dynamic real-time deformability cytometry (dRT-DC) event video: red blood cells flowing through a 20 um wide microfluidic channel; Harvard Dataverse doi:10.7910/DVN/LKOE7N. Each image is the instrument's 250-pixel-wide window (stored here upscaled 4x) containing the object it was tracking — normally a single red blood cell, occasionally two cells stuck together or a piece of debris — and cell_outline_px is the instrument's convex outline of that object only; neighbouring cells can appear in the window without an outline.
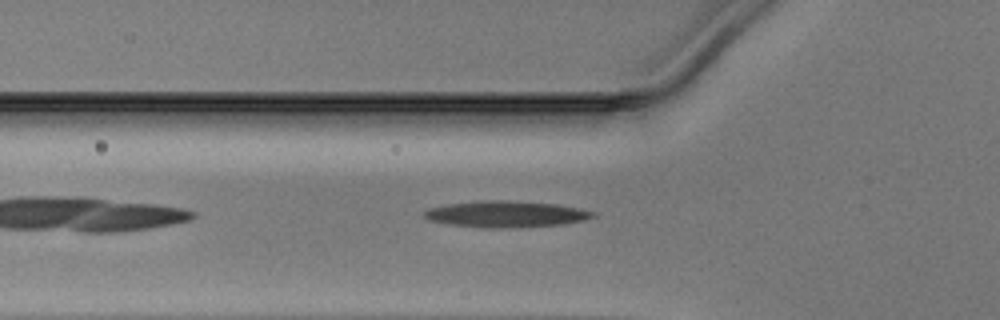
{"species": "Egyptian fruit bat (a non-hibernating species)", "species_latin": "Rousettus aegyptiacus", "temperature_condition": "warm", "stored_images_in_passage": 32, "camera_frame_rate_fps": 3000, "um_per_image_px": 0.085, "animal": {"sex": "male"}, "frame": {"image": 1, "passage_image": 4, "time_ms": 1.0, "image_size_px": [1000, 320], "cell_outline_px": [[596, 216], [584, 220], [560, 224], [500, 228], [488, 228], [448, 224], [428, 220], [424, 216], [424, 212], [428, 208], [448, 204], [484, 200], [504, 200], [556, 204], [596, 212]], "centroid_in_image_um": [42.97, 18.19], "position_along_channel_um": 82.8, "area_um2": 25.55}}
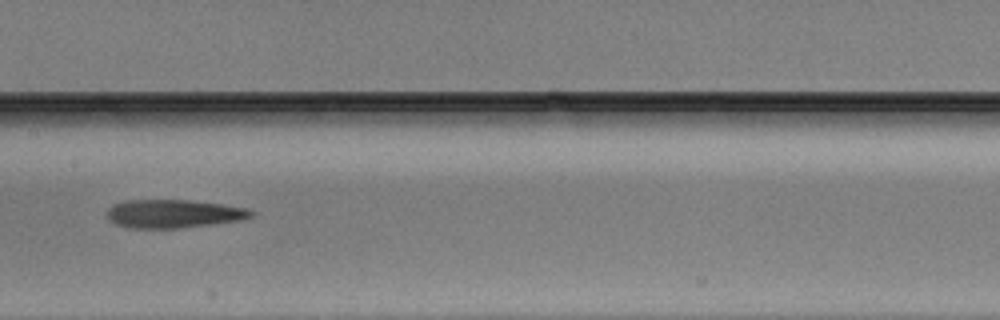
{"frame": {"image": 2, "passage_image": 12, "time_ms": 3.667, "image_size_px": [1000, 320], "cell_outline_px": [[256, 212], [252, 216], [244, 220], [180, 228], [128, 228], [116, 224], [108, 220], [108, 208], [112, 204], [124, 200], [188, 200], [224, 204], [248, 208]], "centroid_in_image_um": [14.77, 18.16], "position_along_channel_um": 192.6, "area_um2": 24.1}}
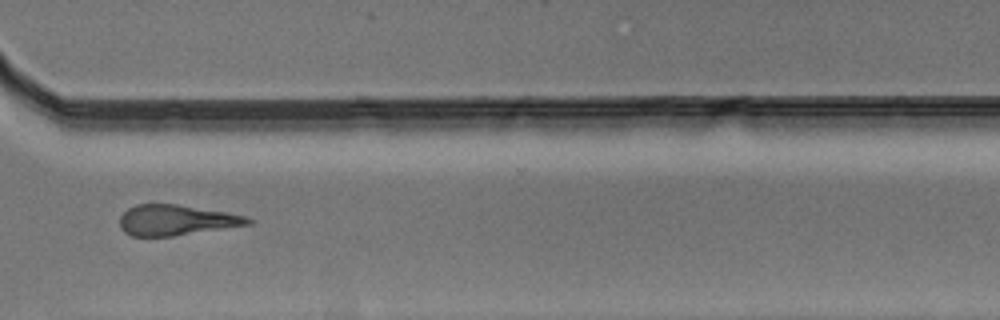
{"frame": {"image": 3, "passage_image": 24, "time_ms": 7.667, "image_size_px": [1000, 320], "cell_outline_px": [[252, 224], [172, 236], [132, 236], [124, 232], [120, 228], [120, 216], [128, 208], [136, 204], [176, 204], [248, 216], [252, 220]], "centroid_in_image_um": [14.96, 18.71], "position_along_channel_um": 355.6, "area_um2": 22.66}}